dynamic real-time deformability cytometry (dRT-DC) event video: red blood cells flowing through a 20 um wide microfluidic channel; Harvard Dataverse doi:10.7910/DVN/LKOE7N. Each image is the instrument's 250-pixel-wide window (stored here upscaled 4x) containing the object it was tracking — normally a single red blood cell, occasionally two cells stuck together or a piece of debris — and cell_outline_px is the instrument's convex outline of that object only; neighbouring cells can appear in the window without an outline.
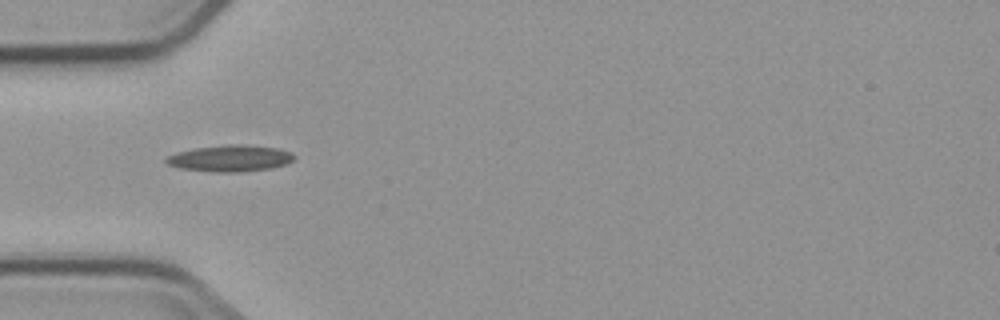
{"species": "common noctule bat (a hibernating species)", "species_latin": "Nyctalus noctula", "temperature_condition": "cold", "stored_images_in_passage": 1, "camera_frame_rate_fps": 3000, "um_per_image_px": 0.085, "animal": {"sex": "male", "body_mass_g": 23.1, "forearm_length_mm": 52.7}, "frame": {"image": 1, "passage_image": 1, "time_ms": 0.0, "image_size_px": [1000, 320], "cell_outline_px": [[296, 156], [292, 160], [284, 164], [268, 168], [236, 172], [216, 172], [180, 168], [168, 164], [164, 160], [168, 156], [176, 152], [192, 148], [228, 144], [240, 144], [280, 148], [292, 152]], "centroid_in_image_um": [19.55, 13.44], "position_along_channel_um": 65.5, "area_um2": 19.65}}